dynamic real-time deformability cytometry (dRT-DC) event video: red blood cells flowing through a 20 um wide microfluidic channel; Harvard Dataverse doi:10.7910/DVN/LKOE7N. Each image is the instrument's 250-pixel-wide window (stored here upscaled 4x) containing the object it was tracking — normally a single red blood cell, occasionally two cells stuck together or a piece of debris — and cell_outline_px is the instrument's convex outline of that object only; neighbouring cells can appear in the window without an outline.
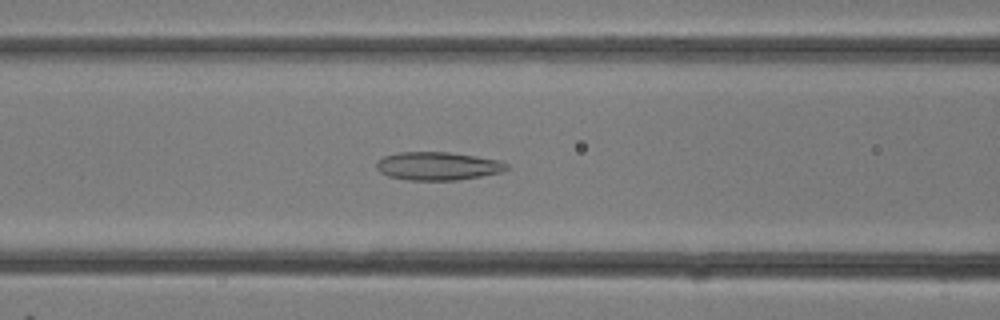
{"species": "common noctule bat (a hibernating species)", "species_latin": "Nyctalus noctula", "temperature_condition": "room temperature", "stored_images_in_passage": 31, "camera_frame_rate_fps": 3000, "um_per_image_px": 0.085, "animal": {"sex": "female"}, "frame": {"image": 1, "passage_image": 13, "time_ms": 4.0, "image_size_px": [1000, 320], "cell_outline_px": [[508, 168], [500, 172], [480, 176], [456, 180], [408, 180], [388, 176], [380, 172], [376, 168], [376, 160], [384, 156], [396, 152], [448, 152], [476, 156], [500, 160], [508, 164]], "centroid_in_image_um": [37.17, 14.1], "position_along_channel_um": 129.4, "area_um2": 21.44}}
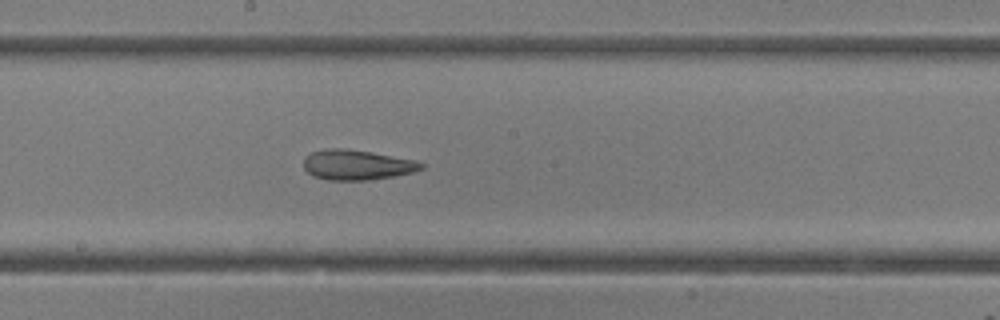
{"frame": {"image": 2, "passage_image": 17, "time_ms": 5.333, "image_size_px": [1000, 320], "cell_outline_px": [[424, 168], [412, 172], [392, 176], [368, 180], [328, 180], [312, 176], [304, 168], [304, 156], [312, 152], [328, 148], [348, 148], [416, 160], [424, 164]], "centroid_in_image_um": [30.31, 14.01], "position_along_channel_um": 217.9, "area_um2": 20.63}}
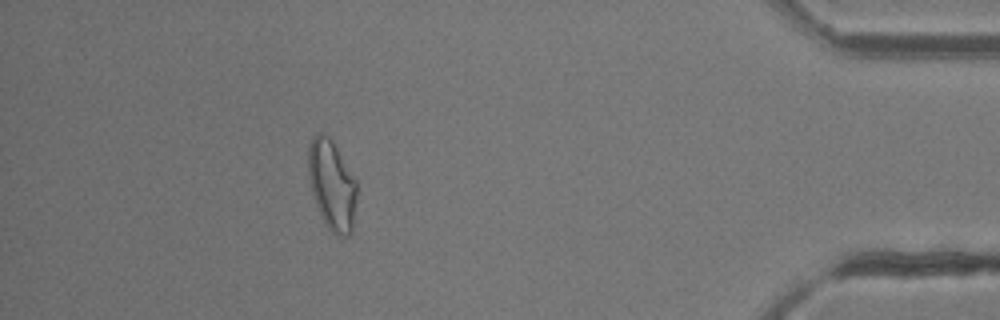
{"frame": {"image": 3, "passage_image": 28, "time_ms": 9.0, "image_size_px": [1000, 320], "cell_outline_px": [[356, 200], [352, 232], [348, 236], [340, 236], [332, 232], [328, 228], [316, 204], [312, 192], [308, 176], [308, 148], [312, 136], [316, 132], [324, 132], [332, 140], [356, 180]], "centroid_in_image_um": [28.2, 15.69], "position_along_channel_um": 407.0, "area_um2": 25.37}}